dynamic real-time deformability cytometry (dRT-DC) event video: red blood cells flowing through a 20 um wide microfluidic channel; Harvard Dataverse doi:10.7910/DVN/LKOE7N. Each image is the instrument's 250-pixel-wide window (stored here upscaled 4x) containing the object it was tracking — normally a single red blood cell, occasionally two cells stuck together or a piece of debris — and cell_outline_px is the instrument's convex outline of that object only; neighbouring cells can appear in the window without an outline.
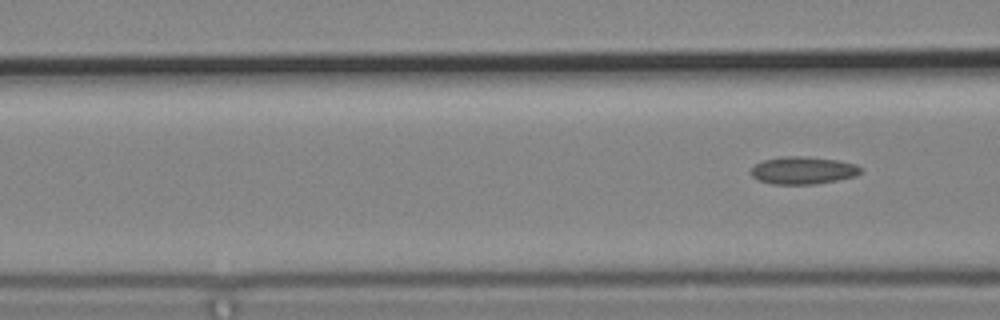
{"species": "common noctule bat (a hibernating species)", "species_latin": "Nyctalus noctula", "temperature_condition": "cold", "stored_images_in_passage": 7, "segment_of_instrument_passage": [2, 2], "camera_frame_rate_fps": 3000, "um_per_image_px": 0.085, "animal": {"sex": "male", "body_mass_g": 19.2, "forearm_length_mm": 51.8}, "frame": {"image": 1, "passage_image": 7, "time_ms": 2.0, "image_size_px": [1000, 320], "cell_outline_px": [[864, 168], [856, 176], [816, 184], [772, 184], [756, 180], [752, 176], [752, 168], [756, 164], [764, 160], [784, 156], [804, 156], [836, 160], [856, 164]], "centroid_in_image_um": [68.27, 14.48], "position_along_channel_um": 98.3, "area_um2": 17.57}}